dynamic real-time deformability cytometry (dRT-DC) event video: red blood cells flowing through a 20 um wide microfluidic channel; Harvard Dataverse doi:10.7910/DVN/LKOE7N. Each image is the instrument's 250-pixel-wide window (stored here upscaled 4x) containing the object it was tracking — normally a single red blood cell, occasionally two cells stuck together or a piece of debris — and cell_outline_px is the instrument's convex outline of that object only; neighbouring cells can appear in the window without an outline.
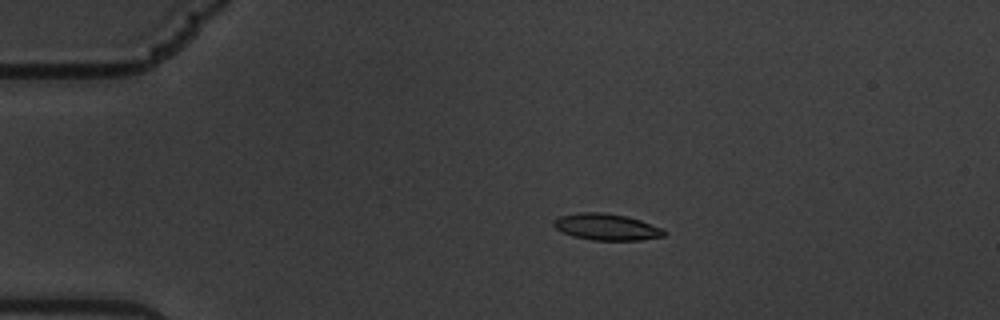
{"species": "common noctule bat (a hibernating species)", "species_latin": "Nyctalus noctula", "temperature_condition": "warm", "stored_images_in_passage": 50, "camera_frame_rate_fps": 3000, "um_per_image_px": 0.085, "animal": {"sex": "male", "body_mass_g": 19.5, "forearm_length_mm": 54.6}, "frame": {"image": 1, "passage_image": 2, "time_ms": 0.333, "image_size_px": [1000, 320], "cell_outline_px": [[668, 232], [664, 236], [640, 240], [592, 240], [572, 236], [556, 228], [552, 224], [552, 220], [560, 216], [580, 212], [604, 212], [628, 216], [640, 220], [660, 228]], "centroid_in_image_um": [51.54, 19.28], "position_along_channel_um": 33.5, "area_um2": 17.05}}
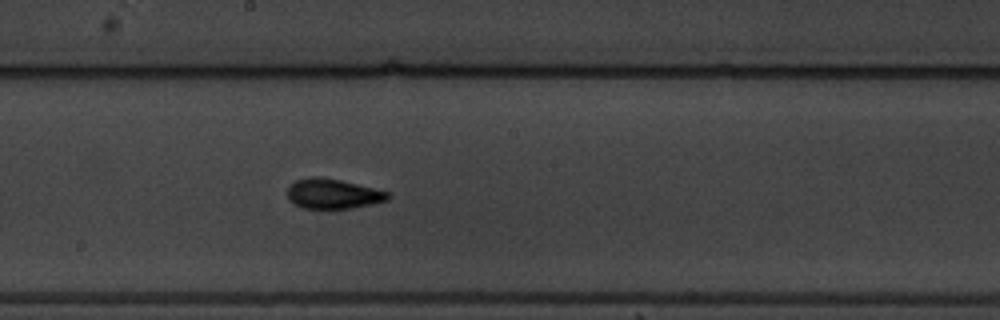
{"frame": {"image": 2, "passage_image": 23, "time_ms": 7.333, "image_size_px": [1000, 320], "cell_outline_px": [[392, 196], [388, 200], [372, 204], [332, 212], [304, 208], [288, 200], [288, 184], [296, 180], [312, 176], [316, 176], [340, 180], [388, 192]], "centroid_in_image_um": [28.27, 16.52], "position_along_channel_um": 219.9, "area_um2": 18.09}}
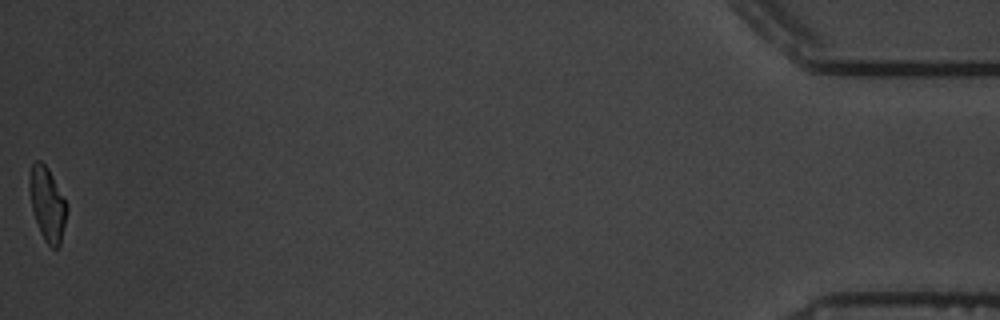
{"frame": {"image": 3, "passage_image": 50, "time_ms": 16.333, "image_size_px": [1000, 320], "cell_outline_px": [[68, 208], [60, 244], [56, 248], [52, 248], [44, 240], [40, 232], [32, 208], [28, 188], [28, 180], [32, 164], [36, 160], [40, 160], [48, 168], [68, 204]], "centroid_in_image_um": [4.02, 17.32], "position_along_channel_um": 431.2, "area_um2": 16.07}, "authors_computed_cell_mechanics": {"area_um2": 17.0799, "velocity_mm_per_s": 3.3882, "shape_relaxation_time_tau1_ms": 4.1479, "shape_relaxation_time_tau2_ms": 1.8227, "deformation_change_tau1": 0.1656, "deformation_change_tau2": 0.067}}